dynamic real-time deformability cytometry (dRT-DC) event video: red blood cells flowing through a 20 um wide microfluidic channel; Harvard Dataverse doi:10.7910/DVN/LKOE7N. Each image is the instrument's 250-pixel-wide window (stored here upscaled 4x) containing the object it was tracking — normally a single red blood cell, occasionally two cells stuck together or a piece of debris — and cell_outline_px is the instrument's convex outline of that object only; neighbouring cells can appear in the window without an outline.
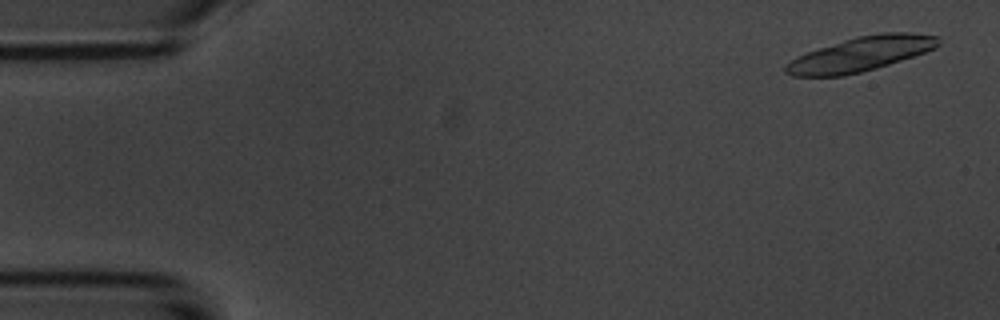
{"species": "common noctule bat (a hibernating species)", "species_latin": "Nyctalus noctula", "temperature_condition": "room temperature", "stored_images_in_passage": 9, "segment_of_instrument_passage": [1, 2], "camera_frame_rate_fps": 3000, "um_per_image_px": 0.085, "animal": {"sex": "male", "body_mass_g": 20.1, "forearm_length_mm": 53.5}, "frame": {"image": 1, "passage_image": 1, "time_ms": 0.0, "image_size_px": [1000, 320], "cell_outline_px": [[940, 44], [936, 48], [876, 68], [844, 76], [792, 76], [784, 72], [784, 64], [796, 56], [856, 36], [880, 32], [908, 32], [940, 36]], "centroid_in_image_um": [73.15, 4.59], "position_along_channel_um": 11.8, "area_um2": 30.58}}